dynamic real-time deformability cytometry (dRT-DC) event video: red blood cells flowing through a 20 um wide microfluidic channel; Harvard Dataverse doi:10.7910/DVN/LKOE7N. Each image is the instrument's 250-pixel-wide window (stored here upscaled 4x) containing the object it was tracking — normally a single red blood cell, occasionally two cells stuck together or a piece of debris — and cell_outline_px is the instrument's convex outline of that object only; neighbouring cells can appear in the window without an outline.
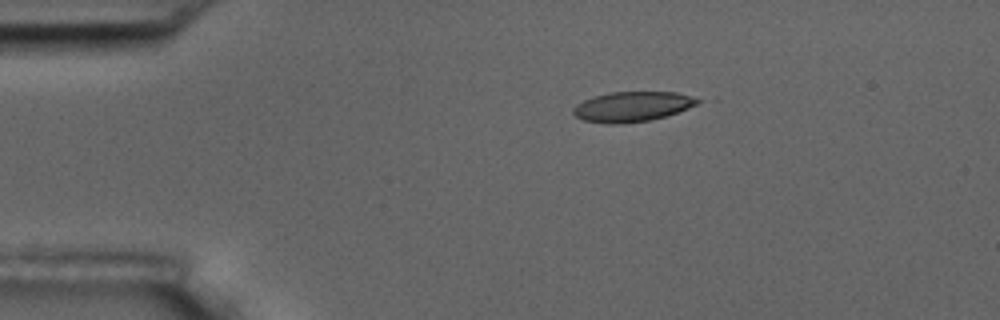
{"species": "common noctule bat (a hibernating species)", "species_latin": "Nyctalus noctula", "temperature_condition": "room temperature", "stored_images_in_passage": 15, "camera_frame_rate_fps": 3000, "um_per_image_px": 0.085, "animal": {"sex": "male", "body_mass_g": 17.5, "forearm_length_mm": 52.3}, "frame": {"image": 1, "passage_image": 3, "time_ms": 3.0, "image_size_px": [1000, 320], "cell_outline_px": [[700, 100], [696, 104], [688, 108], [652, 120], [620, 124], [604, 124], [584, 120], [576, 116], [572, 112], [572, 108], [576, 104], [592, 96], [608, 92], [676, 92], [692, 96]], "centroid_in_image_um": [53.68, 9.06], "position_along_channel_um": 31.3, "area_um2": 21.79}}
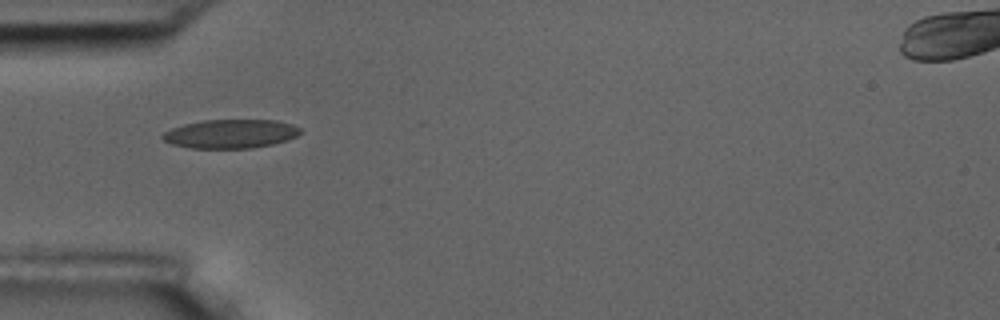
{"frame": {"image": 2, "passage_image": 5, "time_ms": 5.333, "image_size_px": [1000, 320], "cell_outline_px": [[300, 132], [296, 136], [288, 140], [272, 144], [252, 148], [192, 148], [172, 144], [164, 140], [160, 136], [164, 132], [172, 128], [184, 124], [204, 120], [276, 120], [292, 124], [300, 128]], "centroid_in_image_um": [19.6, 11.37], "position_along_channel_um": 65.4, "area_um2": 23.06}}
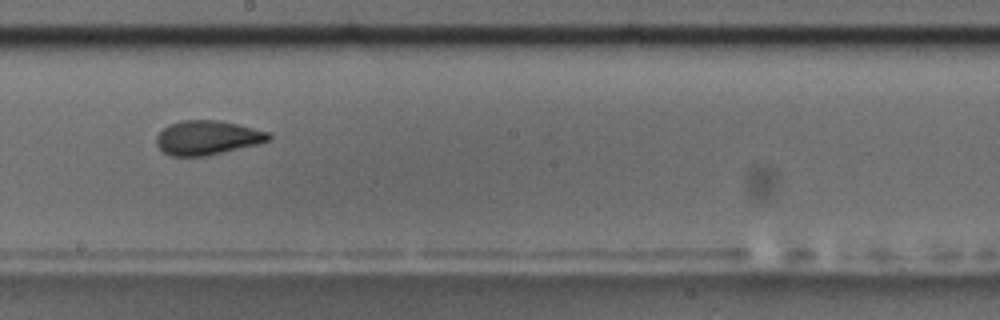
{"frame": {"image": 3, "passage_image": 9, "time_ms": 10.0, "image_size_px": [1000, 320], "cell_outline_px": [[272, 140], [260, 144], [208, 156], [172, 156], [164, 152], [156, 144], [156, 136], [168, 124], [180, 120], [216, 120], [236, 124], [272, 132]], "centroid_in_image_um": [17.67, 11.71], "position_along_channel_um": 230.5, "area_um2": 22.72}, "authors_computed_cell_mechanics": {"area_um2": 22.1374, "velocity_mm_per_s": 3.5576, "shape_relaxation_time_tau1_ms": 4.4744, "shape_relaxation_time_tau2_ms": 1.3285, "deformation_change_tau1": 0.1574, "deformation_change_tau2": 0.0515}}